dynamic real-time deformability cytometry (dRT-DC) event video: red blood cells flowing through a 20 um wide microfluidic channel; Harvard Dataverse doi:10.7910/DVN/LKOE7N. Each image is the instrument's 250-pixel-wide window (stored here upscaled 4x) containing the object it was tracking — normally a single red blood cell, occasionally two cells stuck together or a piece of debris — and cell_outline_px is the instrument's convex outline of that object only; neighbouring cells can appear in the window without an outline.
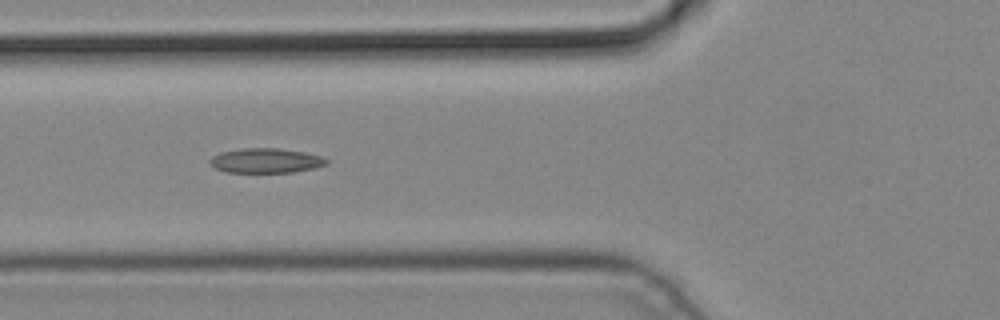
{"species": "common noctule bat (a hibernating species)", "species_latin": "Nyctalus noctula", "temperature_condition": "cold", "stored_images_in_passage": 6, "camera_frame_rate_fps": 3000, "um_per_image_px": 0.085, "animal": {"sex": "male", "body_mass_g": 19.2, "forearm_length_mm": 51.8}, "frame": {"image": 1, "passage_image": 5, "time_ms": 1.333, "image_size_px": [1000, 320], "cell_outline_px": [[328, 164], [316, 168], [292, 172], [224, 172], [208, 164], [208, 160], [212, 156], [220, 152], [240, 148], [276, 148], [304, 152], [324, 156], [328, 160]], "centroid_in_image_um": [22.59, 13.65], "position_along_channel_um": 103.2, "area_um2": 16.99}}
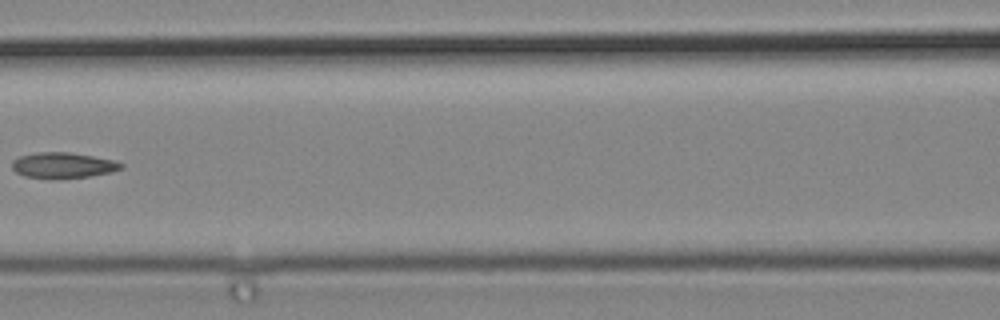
{"frame": {"image": 2, "passage_image": 6, "time_ms": 1.667, "image_size_px": [1000, 320], "cell_outline_px": [[124, 168], [112, 172], [88, 176], [56, 180], [48, 180], [24, 176], [16, 172], [12, 168], [12, 160], [20, 156], [36, 152], [68, 152], [116, 160], [124, 164]], "centroid_in_image_um": [5.35, 14.07], "position_along_channel_um": 161.2, "area_um2": 16.76}}